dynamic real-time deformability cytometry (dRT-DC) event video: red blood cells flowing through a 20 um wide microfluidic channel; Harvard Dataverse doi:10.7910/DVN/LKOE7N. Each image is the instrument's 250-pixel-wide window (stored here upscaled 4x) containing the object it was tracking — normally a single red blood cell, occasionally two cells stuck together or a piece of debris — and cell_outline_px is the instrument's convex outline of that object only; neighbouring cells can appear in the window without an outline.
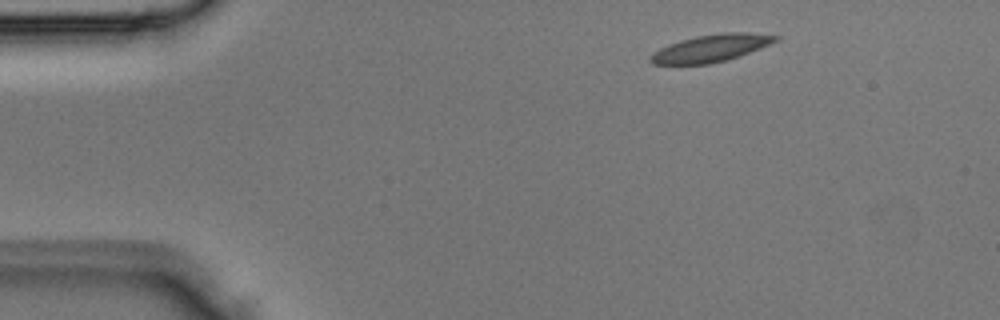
{"species": "Egyptian fruit bat (a non-hibernating species)", "species_latin": "Rousettus aegyptiacus", "temperature_condition": "room temperature", "stored_images_in_passage": 3, "camera_frame_rate_fps": 3000, "um_per_image_px": 0.085, "animal": {"sex": "male"}, "frame": {"image": 1, "passage_image": 1, "time_ms": 0.0, "image_size_px": [1000, 320], "cell_outline_px": [[780, 40], [740, 56], [708, 64], [652, 64], [648, 60], [648, 56], [660, 48], [668, 44], [680, 40], [696, 36], [724, 32], [744, 32], [780, 36]], "centroid_in_image_um": [60.42, 4.09], "position_along_channel_um": 24.6, "area_um2": 19.88}}
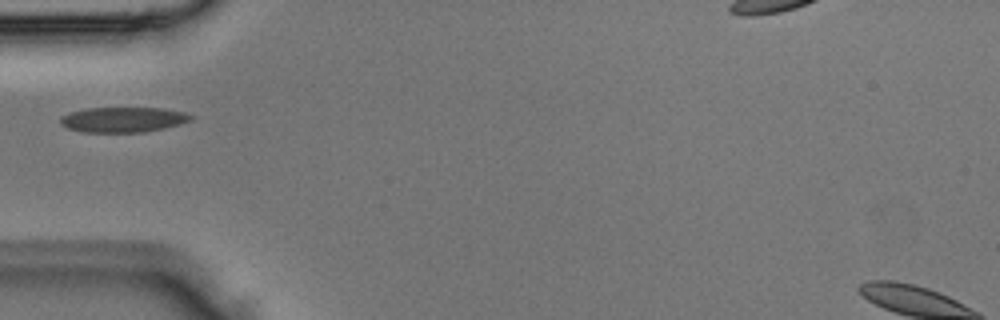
{"frame": {"image": 2, "passage_image": 3, "time_ms": 0.667, "image_size_px": [1000, 320], "cell_outline_px": [[192, 120], [180, 124], [164, 128], [144, 132], [80, 132], [68, 128], [60, 124], [60, 120], [64, 116], [72, 112], [88, 108], [160, 108], [184, 112], [192, 116]], "centroid_in_image_um": [10.48, 10.17], "position_along_channel_um": 74.5, "area_um2": 18.96}}